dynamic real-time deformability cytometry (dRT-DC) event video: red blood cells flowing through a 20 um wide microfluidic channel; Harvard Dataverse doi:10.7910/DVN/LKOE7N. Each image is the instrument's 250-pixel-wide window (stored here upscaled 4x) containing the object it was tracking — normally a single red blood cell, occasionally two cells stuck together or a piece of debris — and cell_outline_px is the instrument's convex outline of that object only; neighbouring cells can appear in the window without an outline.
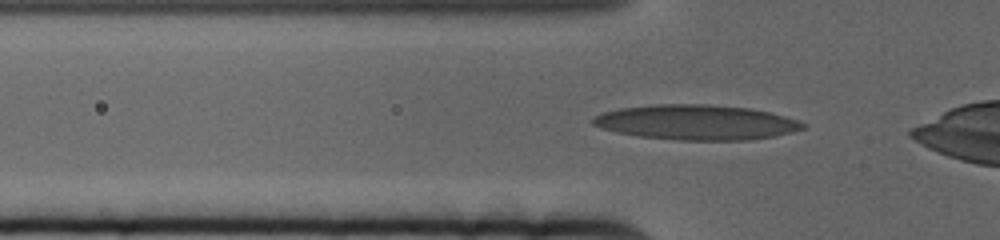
{"species": "human", "species_latin": "Homo sapiens", "temperature_condition": "cold", "stored_images_in_passage": 49, "camera_frame_rate_fps": 3000, "um_per_image_px": 0.085, "donor": {"sex": "female"}, "frame": {"image": 1, "passage_image": 13, "time_ms": 4.0, "image_size_px": [1000, 240], "cell_outline_px": [[808, 124], [804, 128], [792, 132], [776, 136], [748, 140], [676, 140], [640, 136], [616, 132], [600, 128], [592, 124], [592, 116], [600, 112], [620, 108], [652, 104], [708, 104], [748, 108], [768, 112], [800, 120]], "centroid_in_image_um": [59.17, 10.39], "position_along_channel_um": 66.6, "area_um2": 43.12}}
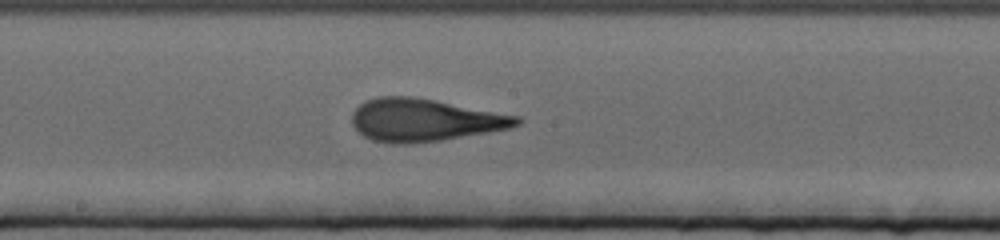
{"frame": {"image": 2, "passage_image": 27, "time_ms": 8.667, "image_size_px": [1000, 240], "cell_outline_px": [[524, 120], [520, 124], [512, 128], [440, 140], [412, 144], [388, 144], [372, 140], [364, 136], [352, 124], [352, 112], [364, 100], [376, 96], [412, 96], [436, 100], [520, 116]], "centroid_in_image_um": [36.08, 10.2], "position_along_channel_um": 212.1, "area_um2": 41.27}}
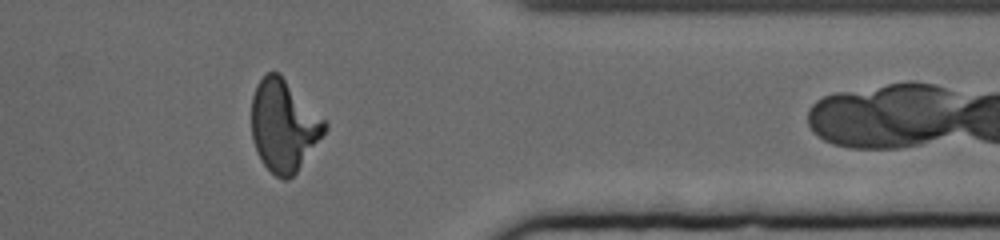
{"frame": {"image": 3, "passage_image": 45, "time_ms": 14.667, "image_size_px": [1000, 240], "cell_outline_px": [[328, 128], [296, 172], [288, 180], [284, 180], [276, 176], [260, 160], [256, 152], [252, 140], [252, 96], [256, 84], [268, 72], [280, 72], [328, 124]], "centroid_in_image_um": [24.1, 10.67], "position_along_channel_um": 387.3, "area_um2": 38.9}, "authors_computed_cell_mechanics": {"area_um2": 40.0554, "velocity_mm_per_s": 3.1309, "shape_relaxation_time_tau1_ms": 5.5543, "shape_relaxation_time_tau2_ms": 1.7041, "deformation_change_tau1": 0.2318, "deformation_change_tau2": 0.1145}}